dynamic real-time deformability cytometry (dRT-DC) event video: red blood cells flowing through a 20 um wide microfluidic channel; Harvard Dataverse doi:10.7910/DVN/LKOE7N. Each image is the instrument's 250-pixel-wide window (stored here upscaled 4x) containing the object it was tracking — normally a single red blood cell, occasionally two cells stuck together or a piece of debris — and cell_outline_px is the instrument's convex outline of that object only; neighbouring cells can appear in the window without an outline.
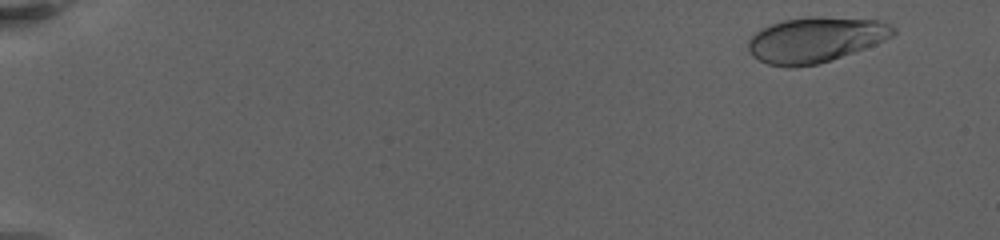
{"species": "human", "species_latin": "Homo sapiens", "temperature_condition": "warm", "stored_images_in_passage": 10, "camera_frame_rate_fps": 3000, "um_per_image_px": 0.085, "donor": {"sex": "female"}, "frame": {"image": 1, "passage_image": 2, "time_ms": 1.0, "image_size_px": [1000, 240], "cell_outline_px": [[896, 32], [892, 36], [884, 40], [864, 48], [816, 64], [796, 68], [788, 68], [768, 64], [752, 56], [748, 52], [748, 40], [760, 28], [784, 20], [808, 16], [816, 16], [876, 20], [888, 24], [896, 28]], "centroid_in_image_um": [69.26, 3.37], "position_along_channel_um": 15.7, "area_um2": 38.09}}
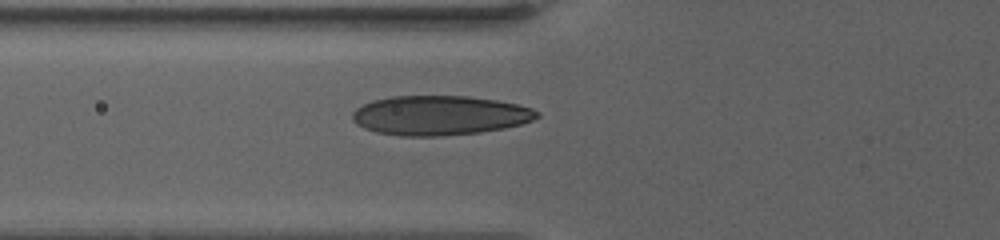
{"frame": {"image": 2, "passage_image": 10, "time_ms": 8.667, "image_size_px": [1000, 240], "cell_outline_px": [[540, 116], [532, 120], [520, 124], [504, 128], [480, 132], [440, 136], [400, 136], [376, 132], [364, 128], [356, 124], [352, 120], [352, 112], [356, 108], [372, 100], [392, 96], [468, 96], [496, 100], [516, 104], [532, 108], [540, 112]], "centroid_in_image_um": [37.35, 9.81], "position_along_channel_um": 88.4, "area_um2": 42.6}}